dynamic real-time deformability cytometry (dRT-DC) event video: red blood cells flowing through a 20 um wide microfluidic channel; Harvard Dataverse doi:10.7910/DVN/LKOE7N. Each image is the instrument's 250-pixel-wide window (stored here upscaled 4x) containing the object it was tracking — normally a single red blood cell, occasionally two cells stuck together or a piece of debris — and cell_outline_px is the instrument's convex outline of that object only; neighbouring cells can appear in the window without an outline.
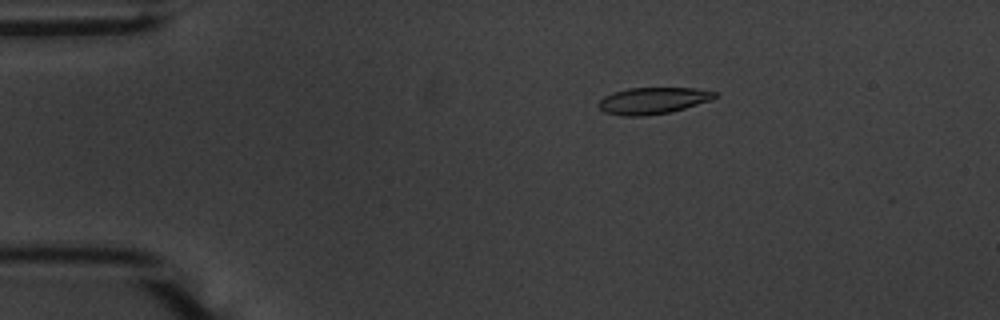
{"species": "common noctule bat (a hibernating species)", "species_latin": "Nyctalus noctula", "temperature_condition": "warm", "stored_images_in_passage": 52, "camera_frame_rate_fps": 3000, "um_per_image_px": 0.085, "animal": {"sex": "male", "body_mass_g": 20.1, "forearm_length_mm": 53.5}, "frame": {"image": 1, "passage_image": 7, "time_ms": 2.0, "image_size_px": [1000, 320], "cell_outline_px": [[716, 96], [712, 100], [672, 112], [640, 116], [624, 116], [604, 112], [596, 104], [604, 96], [612, 92], [628, 88], [692, 88], [716, 92]], "centroid_in_image_um": [55.47, 8.56], "position_along_channel_um": 29.5, "area_um2": 18.03}}
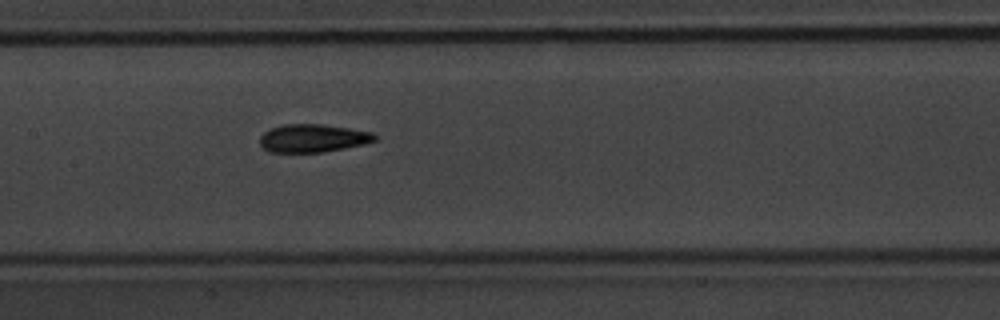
{"frame": {"image": 2, "passage_image": 24, "time_ms": 7.667, "image_size_px": [1000, 320], "cell_outline_px": [[380, 136], [376, 140], [364, 144], [324, 152], [268, 152], [260, 144], [260, 136], [264, 132], [272, 128], [284, 124], [320, 124], [348, 128], [372, 132]], "centroid_in_image_um": [26.61, 11.75], "position_along_channel_um": 180.8, "area_um2": 18.79}}
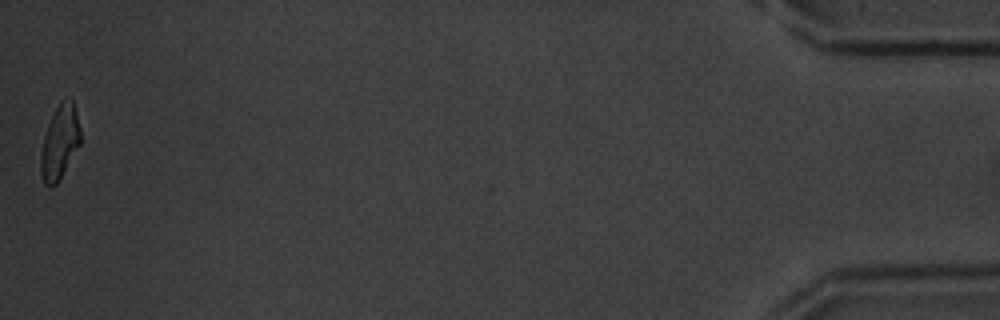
{"frame": {"image": 3, "passage_image": 52, "time_ms": 17.0, "image_size_px": [1000, 320], "cell_outline_px": [[80, 144], [56, 184], [52, 188], [48, 188], [44, 184], [40, 172], [40, 156], [44, 136], [48, 124], [60, 100], [72, 96], [80, 128]], "centroid_in_image_um": [5.07, 12.08], "position_along_channel_um": 430.1, "area_um2": 17.11}, "authors_computed_cell_mechanics": {"area_um2": 18.4382, "velocity_mm_per_s": 3.6696, "shape_relaxation_time_tau1_ms": 4.7798, "shape_relaxation_time_tau2_ms": 2.7565, "deformation_change_tau1": 0.1672, "deformation_change_tau2": 0.1042}}